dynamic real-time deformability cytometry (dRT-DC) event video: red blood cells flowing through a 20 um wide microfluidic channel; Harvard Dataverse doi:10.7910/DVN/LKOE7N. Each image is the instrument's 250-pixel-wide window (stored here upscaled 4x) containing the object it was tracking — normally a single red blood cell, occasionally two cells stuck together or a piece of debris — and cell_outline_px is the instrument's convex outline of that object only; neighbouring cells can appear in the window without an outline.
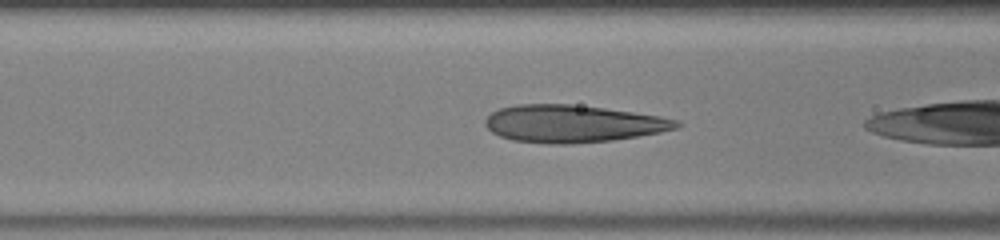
{"species": "human", "species_latin": "Homo sapiens", "temperature_condition": "warm", "stored_images_in_passage": 7, "camera_frame_rate_fps": 3000, "um_per_image_px": 0.085, "donor": {"sex": "male"}, "frame": {"image": 1, "passage_image": 3, "time_ms": 0.667, "image_size_px": [1000, 240], "cell_outline_px": [[684, 124], [680, 128], [660, 132], [612, 140], [572, 144], [548, 144], [512, 140], [500, 136], [492, 132], [484, 124], [484, 120], [492, 112], [500, 108], [516, 104], [572, 104], [604, 108], [660, 116], [680, 120]], "centroid_in_image_um": [48.7, 10.51], "position_along_channel_um": 117.9, "area_um2": 41.85}}
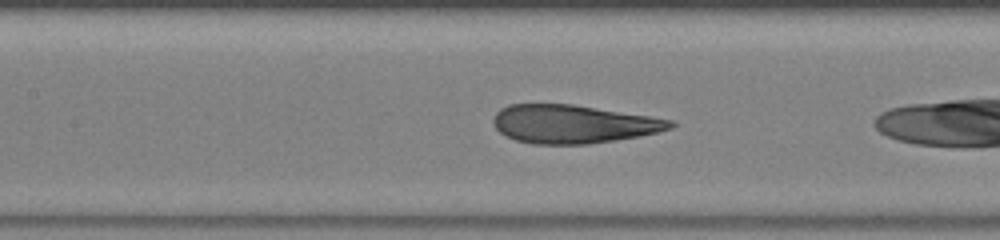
{"frame": {"image": 2, "passage_image": 6, "time_ms": 1.667, "image_size_px": [1000, 240], "cell_outline_px": [[676, 124], [672, 128], [640, 136], [616, 140], [588, 144], [532, 144], [516, 140], [504, 136], [496, 128], [492, 120], [496, 112], [500, 108], [508, 104], [572, 104], [676, 120]], "centroid_in_image_um": [48.71, 10.54], "position_along_channel_um": 158.7, "area_um2": 39.77}}